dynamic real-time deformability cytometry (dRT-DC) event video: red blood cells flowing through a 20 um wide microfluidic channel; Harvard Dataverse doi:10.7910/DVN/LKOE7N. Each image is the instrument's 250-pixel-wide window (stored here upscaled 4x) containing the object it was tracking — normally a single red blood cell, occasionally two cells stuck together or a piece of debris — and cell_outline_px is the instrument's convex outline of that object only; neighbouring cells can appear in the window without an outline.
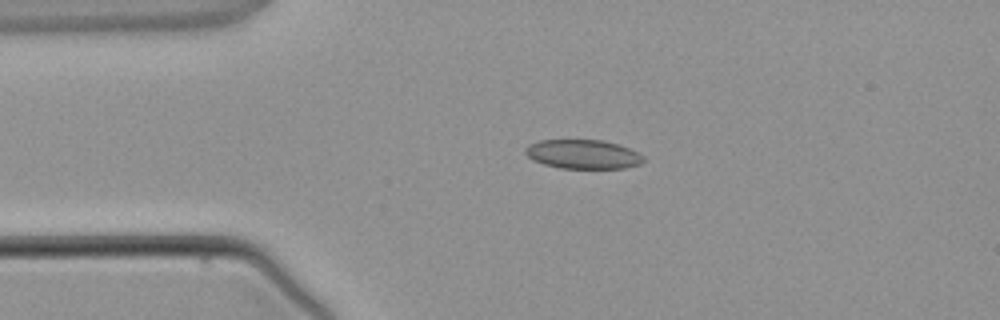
{"species": "common noctule bat (a hibernating species)", "species_latin": "Nyctalus noctula", "temperature_condition": "warm", "stored_images_in_passage": 3, "camera_frame_rate_fps": 3000, "um_per_image_px": 0.085, "animal": {"sex": "male", "body_mass_g": 21.5, "forearm_length_mm": 52.0}, "frame": {"image": 1, "passage_image": 2, "time_ms": 2.333, "image_size_px": [1000, 320], "cell_outline_px": [[644, 160], [640, 164], [624, 168], [560, 168], [544, 164], [532, 160], [524, 152], [524, 148], [528, 144], [540, 140], [604, 140], [620, 144], [644, 156]], "centroid_in_image_um": [49.53, 13.1], "position_along_channel_um": 35.5, "area_um2": 20.11}}